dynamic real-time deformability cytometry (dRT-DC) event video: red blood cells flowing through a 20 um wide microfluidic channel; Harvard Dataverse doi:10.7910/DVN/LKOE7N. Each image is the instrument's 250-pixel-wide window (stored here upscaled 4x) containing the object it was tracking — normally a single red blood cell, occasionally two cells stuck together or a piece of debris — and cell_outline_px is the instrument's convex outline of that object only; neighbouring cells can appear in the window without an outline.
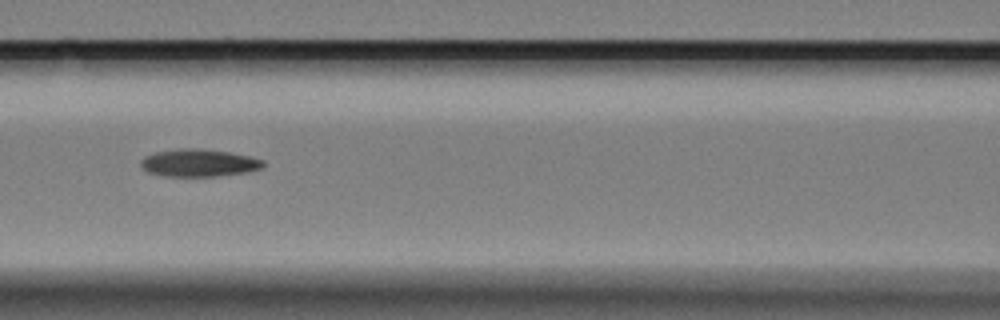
{"species": "Egyptian fruit bat (a non-hibernating species)", "species_latin": "Rousettus aegyptiacus", "temperature_condition": "cold", "stored_images_in_passage": 9, "camera_frame_rate_fps": 3000, "um_per_image_px": 0.085, "animal": {"sex": "female"}, "frame": {"image": 1, "passage_image": 9, "time_ms": 9.667, "image_size_px": [1000, 320], "cell_outline_px": [[264, 168], [248, 172], [216, 176], [164, 176], [148, 172], [140, 164], [140, 160], [144, 156], [156, 152], [180, 148], [200, 148], [232, 152], [264, 160]], "centroid_in_image_um": [16.92, 13.84], "position_along_channel_um": 149.7, "area_um2": 19.77}}